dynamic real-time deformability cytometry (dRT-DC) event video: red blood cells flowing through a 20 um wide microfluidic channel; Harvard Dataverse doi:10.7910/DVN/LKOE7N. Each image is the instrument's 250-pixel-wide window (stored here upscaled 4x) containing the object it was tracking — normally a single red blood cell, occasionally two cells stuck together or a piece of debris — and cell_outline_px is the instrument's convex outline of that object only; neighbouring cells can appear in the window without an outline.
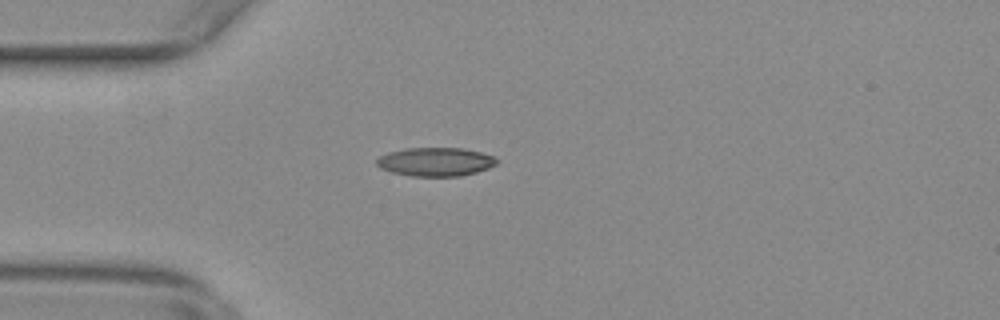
{"species": "common noctule bat (a hibernating species)", "species_latin": "Nyctalus noctula", "temperature_condition": "warm", "stored_images_in_passage": 43, "camera_frame_rate_fps": 3000, "um_per_image_px": 0.085, "animal": {"sex": "female", "body_mass_g": 29.2, "forearm_length_mm": 56.3}, "frame": {"image": 1, "passage_image": 3, "time_ms": 0.667, "image_size_px": [1000, 320], "cell_outline_px": [[496, 164], [488, 168], [476, 172], [460, 176], [412, 176], [392, 172], [380, 168], [376, 164], [376, 160], [380, 156], [388, 152], [404, 148], [460, 148], [480, 152], [492, 156], [496, 160]], "centroid_in_image_um": [36.97, 13.75], "position_along_channel_um": 48.0, "area_um2": 19.88}}
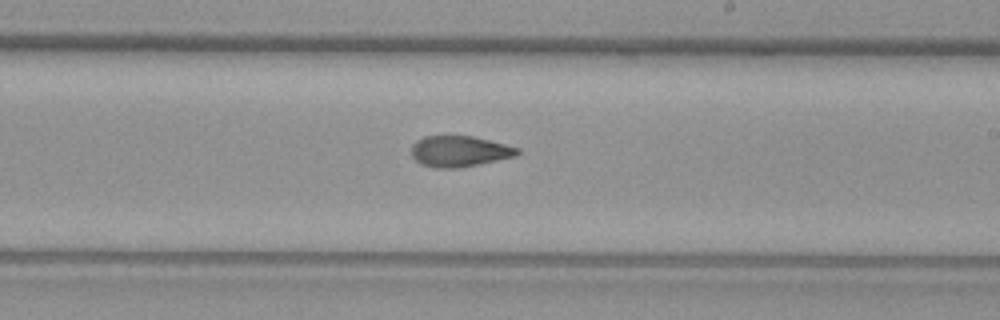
{"frame": {"image": 2, "passage_image": 20, "time_ms": 6.333, "image_size_px": [1000, 320], "cell_outline_px": [[520, 152], [516, 156], [460, 168], [432, 168], [420, 164], [412, 156], [412, 144], [416, 140], [424, 136], [472, 136], [520, 148]], "centroid_in_image_um": [39.03, 12.87], "position_along_channel_um": 250.0, "area_um2": 19.13}}
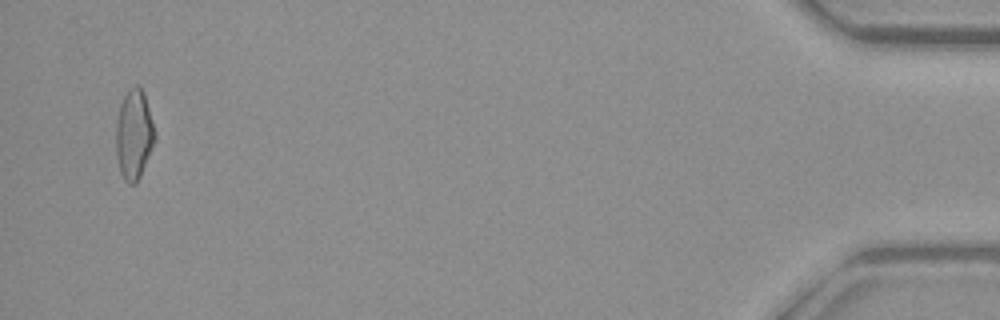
{"frame": {"image": 3, "passage_image": 41, "time_ms": 13.333, "image_size_px": [1000, 320], "cell_outline_px": [[156, 136], [140, 176], [136, 184], [128, 184], [124, 180], [120, 172], [116, 152], [116, 124], [120, 104], [128, 88], [136, 84], [140, 84], [144, 92]], "centroid_in_image_um": [11.37, 11.4], "position_along_channel_um": 423.8, "area_um2": 20.23}, "authors_computed_cell_mechanics": {"area_um2": 19.5364, "velocity_mm_per_s": 3.7926, "shape_relaxation_time_tau1_ms": null, "shape_relaxation_time_tau2_ms": 2.3702, "deformation_change_tau1": null, "deformation_change_tau2": 0.0918}}